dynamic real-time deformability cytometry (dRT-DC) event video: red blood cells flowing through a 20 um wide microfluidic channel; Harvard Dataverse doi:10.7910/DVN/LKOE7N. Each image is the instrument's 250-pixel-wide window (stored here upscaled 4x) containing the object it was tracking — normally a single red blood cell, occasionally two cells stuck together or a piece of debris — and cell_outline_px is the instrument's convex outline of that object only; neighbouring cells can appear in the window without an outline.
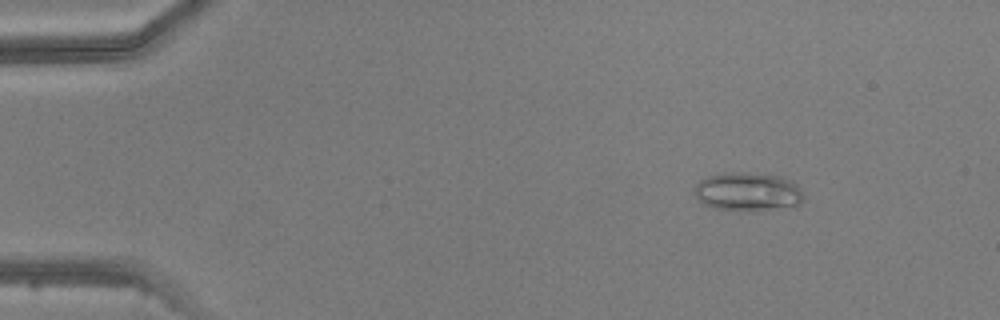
{"species": "common noctule bat (a hibernating species)", "species_latin": "Nyctalus noctula", "temperature_condition": "warm", "stored_images_in_passage": 4, "camera_frame_rate_fps": 3000, "um_per_image_px": 0.085, "animal": {"sex": "male", "body_mass_g": 20.5, "forearm_length_mm": 52.5}, "frame": {"image": 1, "passage_image": 1, "time_ms": 0.0, "image_size_px": [1000, 320], "cell_outline_px": [[804, 196], [800, 204], [796, 208], [716, 208], [704, 204], [692, 192], [696, 184], [700, 180], [708, 176], [724, 172], [748, 172], [780, 176], [792, 180], [800, 188]], "centroid_in_image_um": [63.59, 16.25], "position_along_channel_um": 21.4, "area_um2": 24.22}}